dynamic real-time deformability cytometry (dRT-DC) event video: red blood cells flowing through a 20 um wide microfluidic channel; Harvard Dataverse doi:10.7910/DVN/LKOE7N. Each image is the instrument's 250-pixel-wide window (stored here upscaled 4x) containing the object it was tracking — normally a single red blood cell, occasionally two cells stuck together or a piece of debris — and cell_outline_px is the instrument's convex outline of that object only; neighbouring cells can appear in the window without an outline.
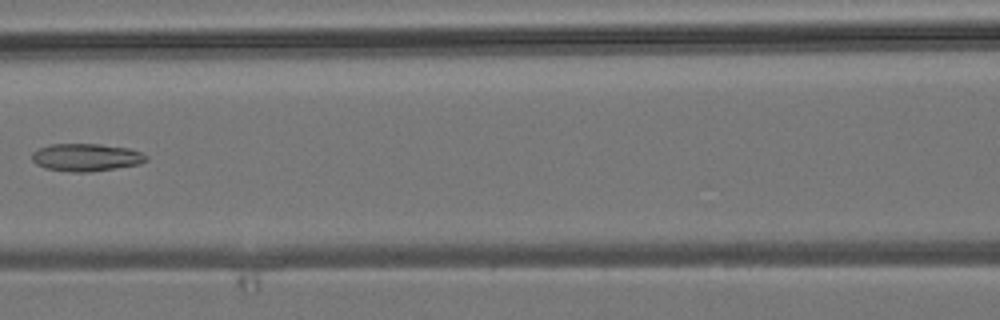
{"species": "common noctule bat (a hibernating species)", "species_latin": "Nyctalus noctula", "temperature_condition": "room temperature", "stored_images_in_passage": 7, "camera_frame_rate_fps": 3000, "um_per_image_px": 0.085, "animal": {"sex": "male", "body_mass_g": 19.2, "forearm_length_mm": 51.8}, "frame": {"image": 1, "passage_image": 6, "time_ms": 6.0, "image_size_px": [1000, 320], "cell_outline_px": [[148, 160], [140, 164], [116, 168], [88, 172], [72, 172], [44, 168], [36, 164], [32, 160], [32, 152], [40, 148], [52, 144], [100, 144], [128, 148], [140, 152], [148, 156]], "centroid_in_image_um": [7.33, 13.38], "position_along_channel_um": 159.3, "area_um2": 18.38}}
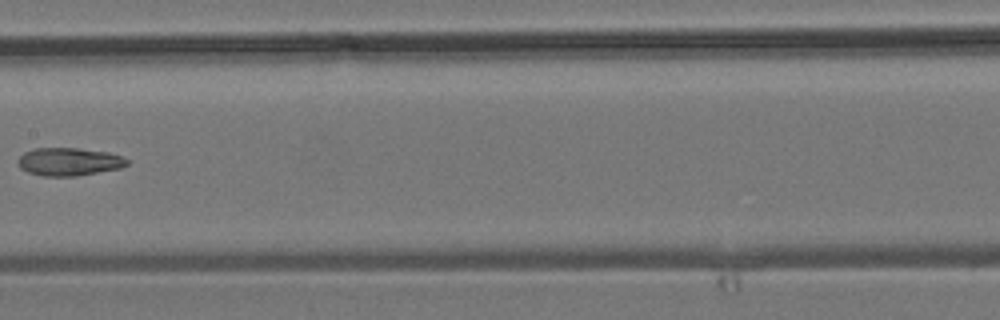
{"frame": {"image": 2, "passage_image": 7, "time_ms": 7.0, "image_size_px": [1000, 320], "cell_outline_px": [[128, 164], [120, 168], [76, 176], [44, 176], [28, 172], [20, 168], [16, 164], [16, 160], [24, 152], [36, 148], [80, 148], [108, 152], [120, 156], [128, 160]], "centroid_in_image_um": [5.82, 13.74], "position_along_channel_um": 201.6, "area_um2": 17.8}}